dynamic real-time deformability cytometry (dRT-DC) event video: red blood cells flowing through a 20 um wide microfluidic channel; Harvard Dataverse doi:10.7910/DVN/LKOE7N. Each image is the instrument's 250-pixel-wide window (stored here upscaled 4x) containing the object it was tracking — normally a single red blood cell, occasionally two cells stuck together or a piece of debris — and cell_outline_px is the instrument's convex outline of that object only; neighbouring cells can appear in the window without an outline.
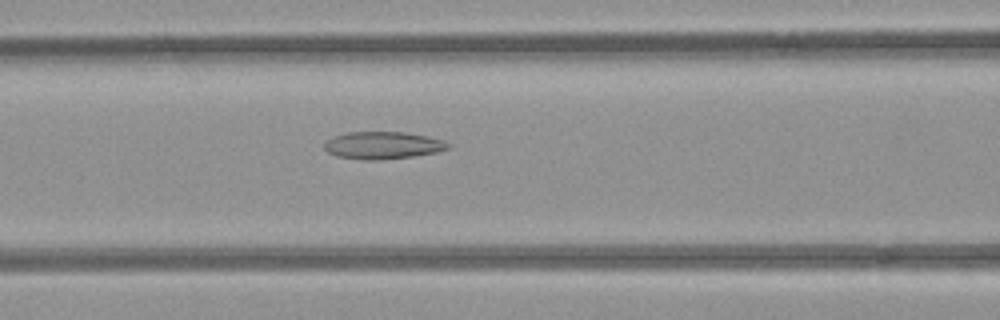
{"species": "common noctule bat (a hibernating species)", "species_latin": "Nyctalus noctula", "temperature_condition": "room temperature", "stored_images_in_passage": 32, "segment_of_instrument_passage": [1, 2], "camera_frame_rate_fps": 3000, "um_per_image_px": 0.085, "animal": {"sex": "female", "body_mass_g": 21.9}, "frame": {"image": 1, "passage_image": 12, "time_ms": 3.667, "image_size_px": [1000, 320], "cell_outline_px": [[452, 144], [448, 148], [436, 152], [412, 156], [376, 160], [364, 160], [336, 156], [328, 152], [324, 148], [324, 144], [332, 136], [348, 132], [404, 132], [428, 136], [444, 140]], "centroid_in_image_um": [32.54, 12.34], "position_along_channel_um": 134.1, "area_um2": 19.71}}
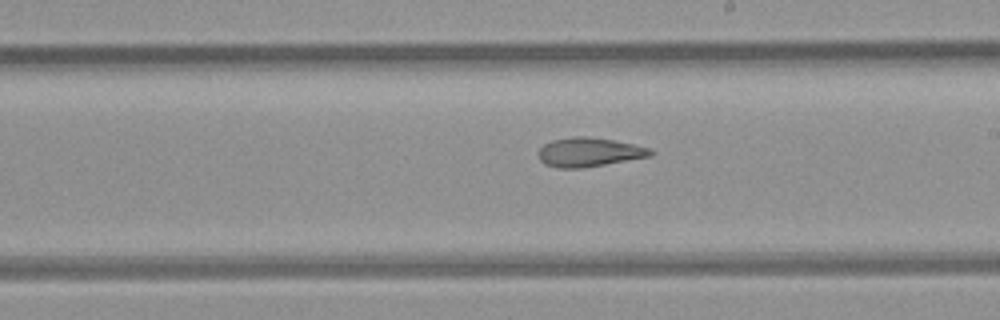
{"frame": {"image": 2, "passage_image": 20, "time_ms": 6.333, "image_size_px": [1000, 320], "cell_outline_px": [[656, 152], [652, 156], [584, 168], [560, 168], [544, 164], [540, 160], [536, 152], [544, 144], [552, 140], [572, 136], [588, 136], [612, 140], [652, 148]], "centroid_in_image_um": [50.08, 12.93], "position_along_channel_um": 238.9, "area_um2": 19.25}}
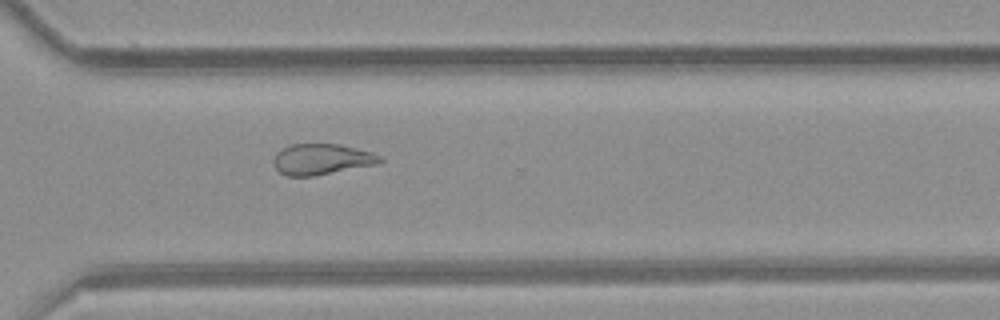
{"frame": {"image": 3, "passage_image": 28, "time_ms": 9.0, "image_size_px": [1000, 320], "cell_outline_px": [[384, 160], [376, 164], [312, 176], [288, 176], [280, 172], [276, 168], [272, 160], [276, 152], [280, 148], [292, 144], [340, 144], [372, 152], [384, 156]], "centroid_in_image_um": [27.34, 13.52], "position_along_channel_um": 343.3, "area_um2": 19.19}}